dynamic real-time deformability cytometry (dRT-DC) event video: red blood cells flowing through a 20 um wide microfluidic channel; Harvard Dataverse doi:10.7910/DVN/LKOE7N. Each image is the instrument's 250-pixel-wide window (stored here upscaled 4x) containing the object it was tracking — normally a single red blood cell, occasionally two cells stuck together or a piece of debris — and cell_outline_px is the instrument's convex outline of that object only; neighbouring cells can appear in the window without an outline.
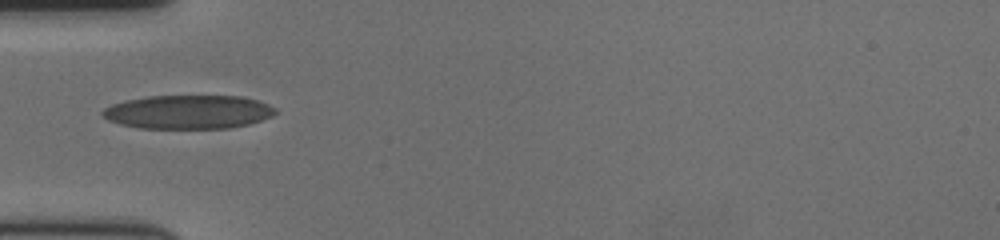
{"species": "human", "species_latin": "Homo sapiens", "temperature_condition": "cold", "stored_images_in_passage": 40, "camera_frame_rate_fps": 3000, "um_per_image_px": 0.085, "donor": {"sex": "female"}, "frame": {"image": 1, "passage_image": 1, "time_ms": 0.0, "image_size_px": [1000, 240], "cell_outline_px": [[276, 112], [272, 116], [248, 124], [232, 128], [140, 128], [120, 124], [108, 120], [100, 116], [100, 112], [104, 108], [112, 104], [124, 100], [144, 96], [244, 96], [268, 104], [276, 108]], "centroid_in_image_um": [15.96, 9.51], "position_along_channel_um": 69.0, "area_um2": 34.22}}
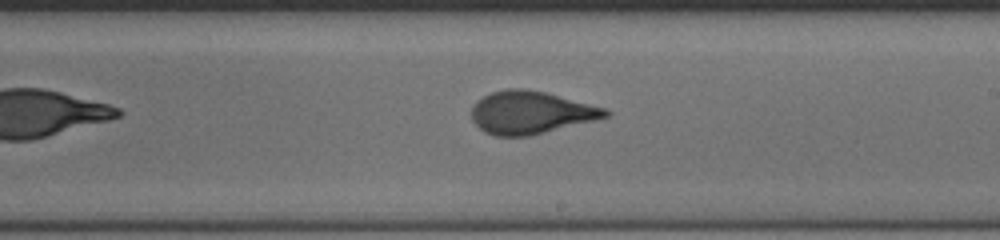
{"frame": {"image": 2, "passage_image": 16, "time_ms": 5.0, "image_size_px": [1000, 240], "cell_outline_px": [[612, 112], [608, 116], [596, 120], [528, 136], [496, 136], [484, 132], [472, 120], [472, 104], [476, 100], [492, 92], [508, 88], [524, 88], [544, 92], [608, 108]], "centroid_in_image_um": [45.12, 9.56], "position_along_channel_um": 243.9, "area_um2": 33.35}}
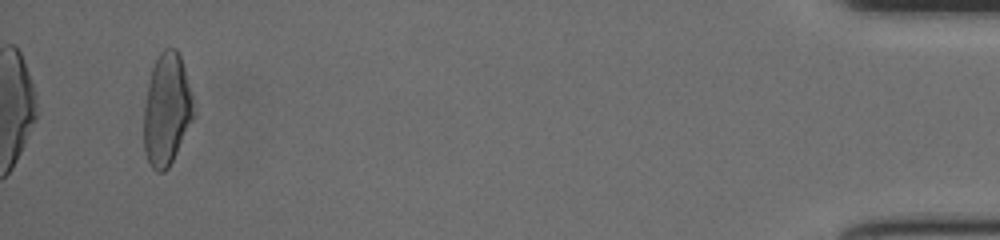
{"frame": {"image": 3, "passage_image": 38, "time_ms": 12.333, "image_size_px": [1000, 240], "cell_outline_px": [[196, 112], [168, 168], [164, 172], [156, 172], [152, 168], [148, 160], [144, 148], [144, 108], [148, 84], [152, 68], [160, 52], [164, 48], [176, 48], [180, 56], [184, 68], [192, 96]], "centroid_in_image_um": [14.17, 9.31], "position_along_channel_um": 421.0, "area_um2": 32.19}, "authors_computed_cell_mechanics": {"area_um2": 32.7726, "velocity_mm_per_s": 3.5173, "shape_relaxation_time_tau1_ms": 5.4827, "shape_relaxation_time_tau2_ms": 0.8968, "deformation_change_tau1": 0.2233, "deformation_change_tau2": 0.0843}}